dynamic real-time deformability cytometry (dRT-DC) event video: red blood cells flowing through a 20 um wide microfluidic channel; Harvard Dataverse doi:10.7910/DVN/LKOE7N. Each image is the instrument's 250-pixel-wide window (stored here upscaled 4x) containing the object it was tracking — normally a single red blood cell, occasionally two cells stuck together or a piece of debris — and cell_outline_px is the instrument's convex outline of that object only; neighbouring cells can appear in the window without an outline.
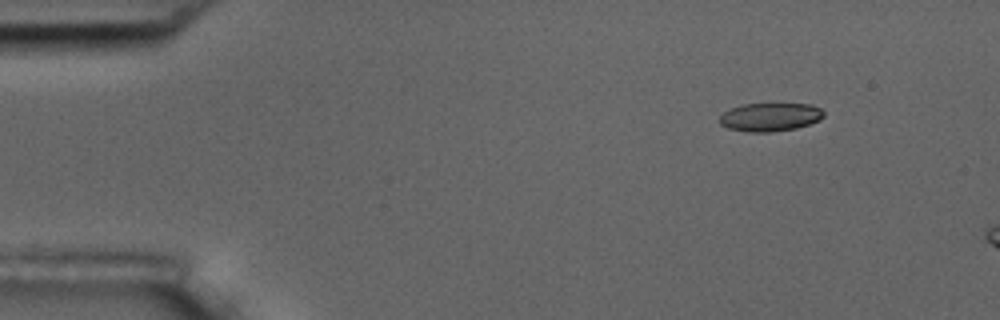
{"species": "common noctule bat (a hibernating species)", "species_latin": "Nyctalus noctula", "temperature_condition": "room temperature", "stored_images_in_passage": 3, "camera_frame_rate_fps": 3000, "um_per_image_px": 0.085, "animal": {"sex": "male", "body_mass_g": 17.5, "forearm_length_mm": 52.3}, "frame": {"image": 1, "passage_image": 1, "time_ms": 0.0, "image_size_px": [1000, 320], "cell_outline_px": [[824, 116], [820, 120], [796, 128], [772, 132], [748, 132], [728, 128], [720, 124], [720, 116], [724, 112], [732, 108], [744, 104], [812, 104], [820, 108], [824, 112]], "centroid_in_image_um": [65.48, 9.95], "position_along_channel_um": 19.5, "area_um2": 17.17}}